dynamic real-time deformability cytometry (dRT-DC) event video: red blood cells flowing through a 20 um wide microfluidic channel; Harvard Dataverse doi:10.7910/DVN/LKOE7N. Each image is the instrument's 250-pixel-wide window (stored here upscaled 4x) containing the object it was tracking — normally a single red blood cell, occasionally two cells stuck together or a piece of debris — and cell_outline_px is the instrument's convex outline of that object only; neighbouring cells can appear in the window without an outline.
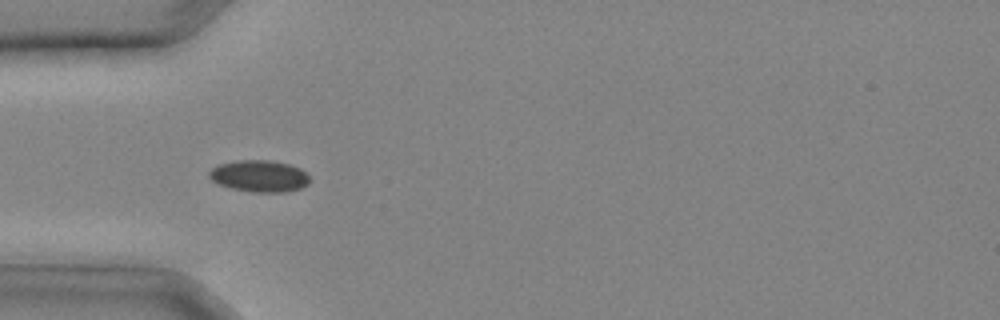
{"species": "common noctule bat (a hibernating species)", "species_latin": "Nyctalus noctula", "temperature_condition": "cold", "stored_images_in_passage": 31, "camera_frame_rate_fps": 3000, "um_per_image_px": 0.085, "animal": {"sex": "male", "body_mass_g": 20.4}, "frame": {"image": 1, "passage_image": 9, "time_ms": 2.667, "image_size_px": [1000, 320], "cell_outline_px": [[312, 180], [308, 184], [300, 188], [284, 192], [252, 192], [232, 188], [220, 184], [212, 180], [208, 176], [208, 172], [216, 164], [240, 160], [268, 160], [288, 164], [300, 168]], "centroid_in_image_um": [22.04, 14.96], "position_along_channel_um": 63.0, "area_um2": 18.55}}
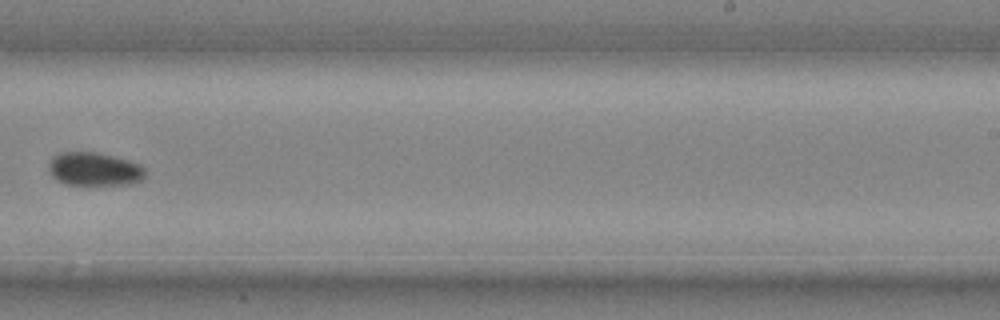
{"frame": {"image": 2, "passage_image": 20, "time_ms": 6.333, "image_size_px": [1000, 320], "cell_outline_px": [[144, 176], [140, 180], [128, 184], [84, 188], [64, 184], [56, 180], [52, 176], [48, 168], [48, 164], [52, 156], [60, 152], [96, 152], [128, 160], [140, 164], [144, 168]], "centroid_in_image_um": [7.96, 14.43], "position_along_channel_um": 281.0, "area_um2": 19.59}}
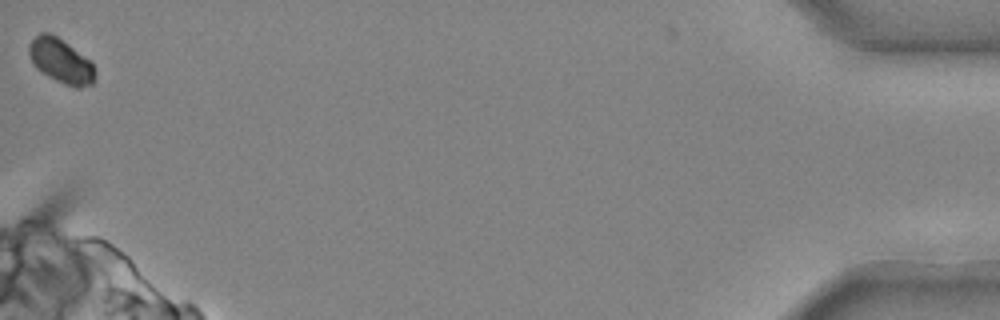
{"frame": {"image": 3, "passage_image": 31, "time_ms": 10.0, "image_size_px": [1000, 320], "cell_outline_px": [[96, 72], [92, 84], [80, 88], [76, 88], [64, 84], [48, 76], [36, 68], [28, 52], [28, 48], [32, 40], [40, 32], [48, 32], [56, 36], [92, 60]], "centroid_in_image_um": [5.21, 5.18], "position_along_channel_um": 430.0, "area_um2": 17.11}}